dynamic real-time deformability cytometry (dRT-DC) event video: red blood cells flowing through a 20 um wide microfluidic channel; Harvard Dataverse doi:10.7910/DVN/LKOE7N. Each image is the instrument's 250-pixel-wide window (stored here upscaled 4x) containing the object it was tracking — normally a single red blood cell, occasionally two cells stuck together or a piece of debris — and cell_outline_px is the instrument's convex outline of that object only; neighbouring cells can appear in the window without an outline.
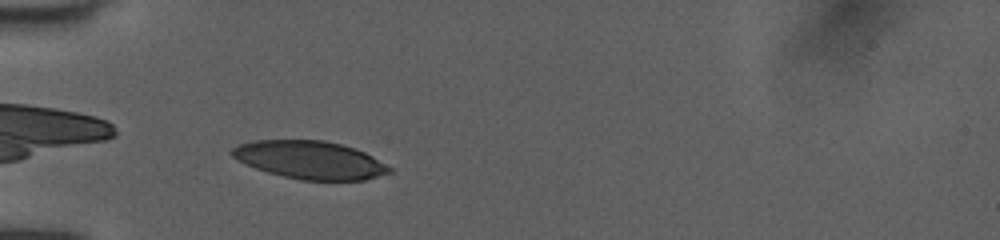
{"species": "human", "species_latin": "Homo sapiens", "temperature_condition": "room temperature", "stored_images_in_passage": 7, "camera_frame_rate_fps": 3000, "um_per_image_px": 0.085, "donor": {"sex": "female"}, "frame": {"image": 1, "passage_image": 5, "time_ms": 1.333, "image_size_px": [1000, 240], "cell_outline_px": [[396, 172], [364, 180], [300, 180], [268, 172], [244, 164], [236, 160], [228, 152], [232, 148], [240, 144], [252, 140], [324, 140], [356, 148], [372, 156], [392, 168]], "centroid_in_image_um": [26.35, 13.59], "position_along_channel_um": 58.7, "area_um2": 35.03}}